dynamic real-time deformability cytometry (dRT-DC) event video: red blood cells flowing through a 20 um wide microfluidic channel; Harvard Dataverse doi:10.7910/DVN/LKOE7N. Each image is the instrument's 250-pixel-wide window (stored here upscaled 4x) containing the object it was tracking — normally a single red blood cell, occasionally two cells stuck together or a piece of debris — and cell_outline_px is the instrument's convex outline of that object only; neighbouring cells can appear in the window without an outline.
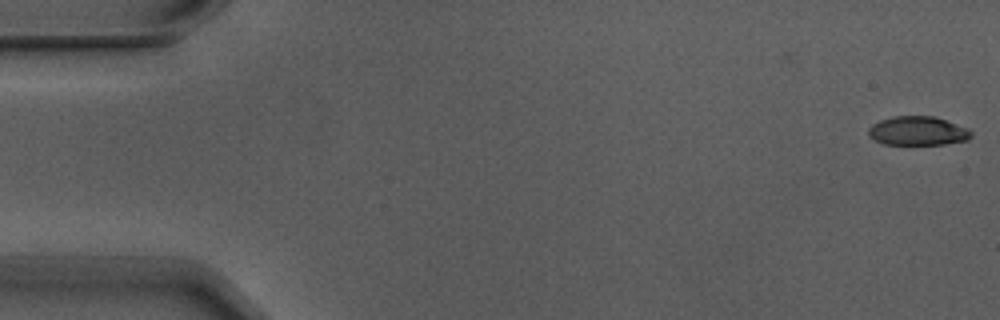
{"species": "Egyptian fruit bat (a non-hibernating species)", "species_latin": "Rousettus aegyptiacus", "temperature_condition": "warm", "stored_images_in_passage": 6, "camera_frame_rate_fps": 3000, "um_per_image_px": 0.085, "animal": {"sex": "male"}, "frame": {"image": 1, "passage_image": 1, "time_ms": 0.0, "image_size_px": [1000, 320], "cell_outline_px": [[972, 136], [968, 140], [944, 144], [884, 144], [876, 140], [868, 132], [868, 128], [872, 124], [880, 120], [896, 116], [932, 116], [968, 128], [972, 132]], "centroid_in_image_um": [78.03, 11.13], "position_along_channel_um": 7.0, "area_um2": 17.11}}
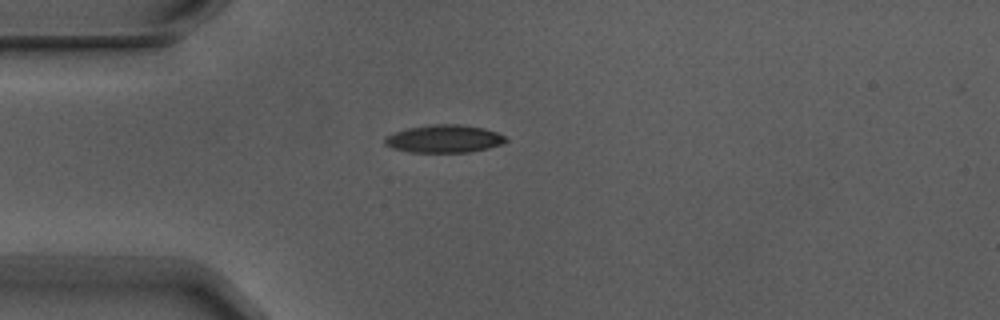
{"frame": {"image": 2, "passage_image": 4, "time_ms": 1.0, "image_size_px": [1000, 320], "cell_outline_px": [[508, 140], [500, 144], [488, 148], [468, 152], [412, 152], [392, 148], [384, 144], [384, 140], [388, 136], [396, 132], [408, 128], [432, 124], [460, 124], [484, 128], [496, 132], [504, 136]], "centroid_in_image_um": [37.76, 11.79], "position_along_channel_um": 47.2, "area_um2": 19.36}}